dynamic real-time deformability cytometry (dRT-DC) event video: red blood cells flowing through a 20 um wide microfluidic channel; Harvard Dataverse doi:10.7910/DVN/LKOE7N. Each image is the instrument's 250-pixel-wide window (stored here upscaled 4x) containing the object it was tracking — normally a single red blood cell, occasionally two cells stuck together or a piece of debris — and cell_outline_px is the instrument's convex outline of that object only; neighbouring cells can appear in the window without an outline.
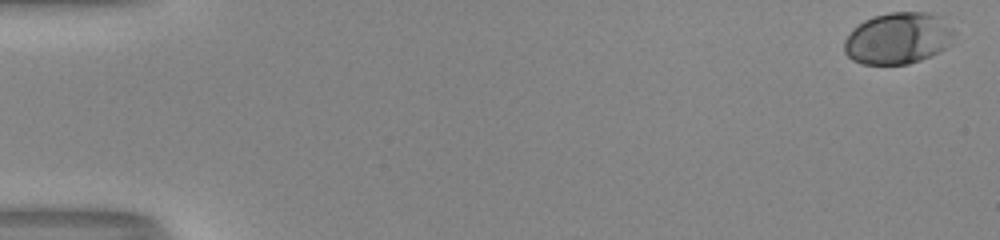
{"species": "human", "species_latin": "Homo sapiens", "temperature_condition": "room temperature", "stored_images_in_passage": 50, "camera_frame_rate_fps": 3000, "um_per_image_px": 0.085, "donor": {"sex": "male"}, "frame": {"image": 1, "passage_image": 1, "time_ms": 0.0, "image_size_px": [1000, 240], "cell_outline_px": [[956, 32], [948, 44], [944, 48], [920, 60], [908, 64], [864, 64], [852, 60], [844, 52], [844, 40], [852, 28], [864, 20], [872, 16], [888, 12], [928, 12], [944, 16]], "centroid_in_image_um": [76.33, 3.22], "position_along_channel_um": 8.7, "area_um2": 33.35}}
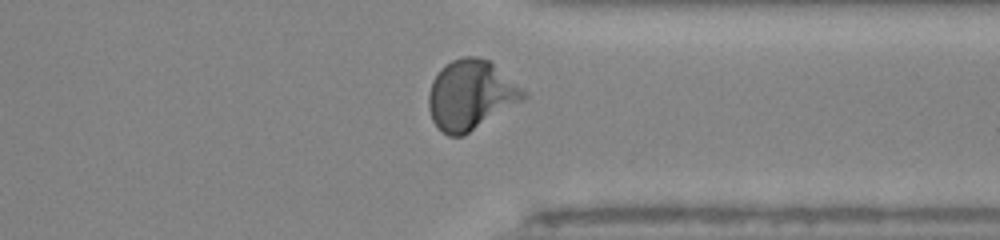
{"frame": {"image": 2, "passage_image": 41, "time_ms": 13.333, "image_size_px": [1000, 240], "cell_outline_px": [[528, 96], [524, 100], [464, 136], [448, 136], [440, 132], [436, 128], [432, 120], [428, 108], [428, 92], [432, 80], [440, 68], [444, 64], [452, 60], [464, 56], [476, 56], [488, 60], [528, 92]], "centroid_in_image_um": [39.99, 8.09], "position_along_channel_um": 371.4, "area_um2": 38.96}}
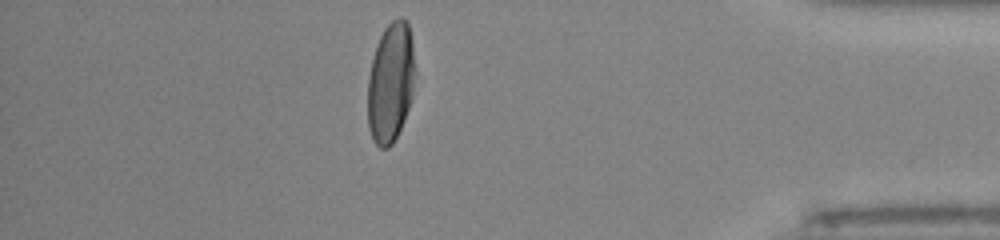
{"frame": {"image": 3, "passage_image": 46, "time_ms": 15.0, "image_size_px": [1000, 240], "cell_outline_px": [[416, 72], [412, 96], [404, 120], [392, 144], [388, 148], [380, 148], [372, 140], [368, 128], [368, 76], [376, 44], [384, 28], [392, 20], [400, 16], [408, 24], [412, 40]], "centroid_in_image_um": [33.21, 7.01], "position_along_channel_um": 402.0, "area_um2": 33.41}}